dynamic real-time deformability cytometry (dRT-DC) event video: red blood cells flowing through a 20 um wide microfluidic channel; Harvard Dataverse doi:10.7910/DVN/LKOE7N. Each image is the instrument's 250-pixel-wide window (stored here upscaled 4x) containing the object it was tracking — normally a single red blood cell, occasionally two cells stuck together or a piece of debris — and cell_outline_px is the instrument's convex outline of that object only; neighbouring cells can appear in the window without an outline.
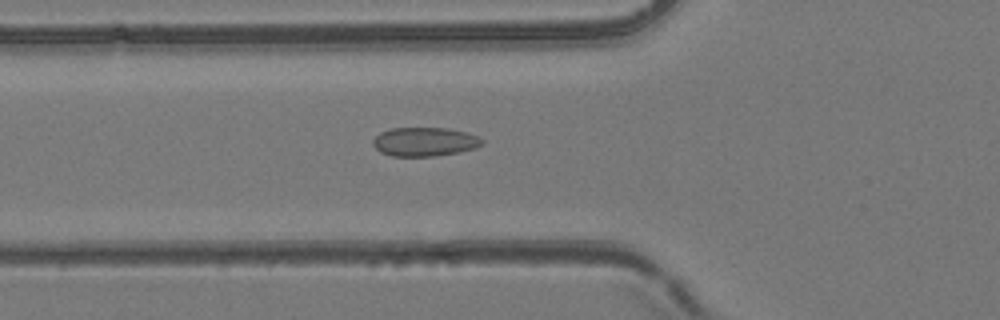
{"species": "common noctule bat (a hibernating species)", "species_latin": "Nyctalus noctula", "temperature_condition": "room temperature", "stored_images_in_passage": 36, "camera_frame_rate_fps": 3000, "um_per_image_px": 0.085, "animal": {"sex": "female", "body_mass_g": 24.6, "forearm_length_mm": 56.2}, "frame": {"image": 1, "passage_image": 2, "time_ms": 0.333, "image_size_px": [1000, 320], "cell_outline_px": [[484, 144], [476, 148], [460, 152], [436, 156], [392, 156], [380, 152], [372, 144], [372, 140], [380, 132], [392, 128], [448, 128], [464, 132], [476, 136], [484, 140]], "centroid_in_image_um": [36.09, 12.05], "position_along_channel_um": 89.7, "area_um2": 18.44}}
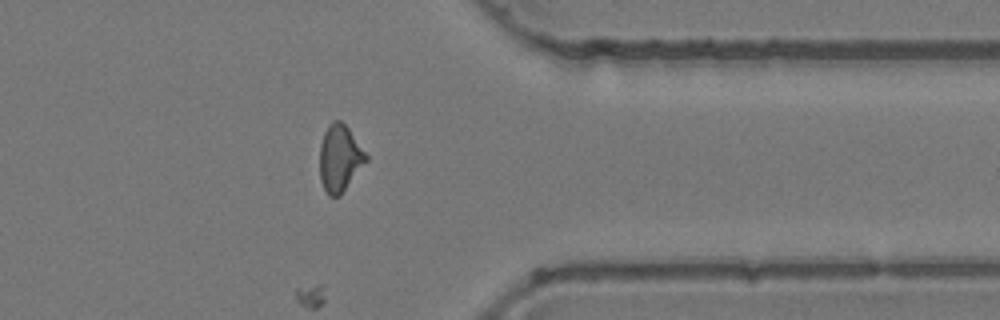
{"frame": {"image": 2, "passage_image": 25, "time_ms": 8.0, "image_size_px": [1000, 320], "cell_outline_px": [[368, 160], [340, 196], [328, 196], [320, 180], [320, 144], [324, 132], [328, 124], [332, 120], [340, 120], [348, 128], [368, 156]], "centroid_in_image_um": [28.87, 13.45], "position_along_channel_um": 382.5, "area_um2": 18.03}}
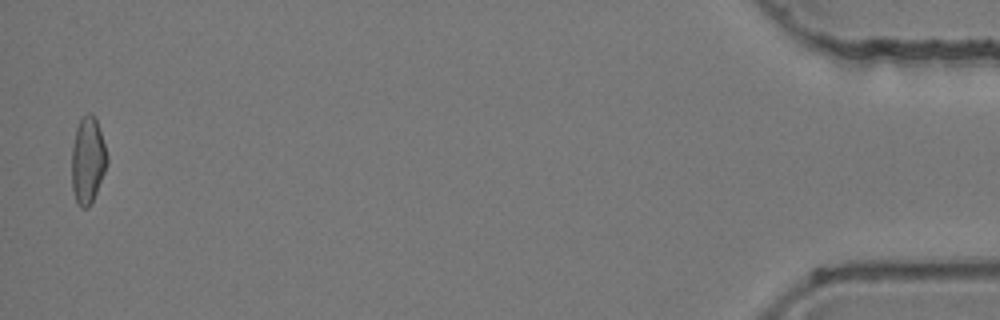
{"frame": {"image": 3, "passage_image": 35, "time_ms": 11.333, "image_size_px": [1000, 320], "cell_outline_px": [[108, 164], [96, 192], [88, 208], [80, 208], [76, 200], [72, 188], [72, 144], [76, 128], [80, 120], [88, 112], [92, 112], [96, 120], [108, 156]], "centroid_in_image_um": [7.46, 13.62], "position_along_channel_um": 427.7, "area_um2": 17.74}}